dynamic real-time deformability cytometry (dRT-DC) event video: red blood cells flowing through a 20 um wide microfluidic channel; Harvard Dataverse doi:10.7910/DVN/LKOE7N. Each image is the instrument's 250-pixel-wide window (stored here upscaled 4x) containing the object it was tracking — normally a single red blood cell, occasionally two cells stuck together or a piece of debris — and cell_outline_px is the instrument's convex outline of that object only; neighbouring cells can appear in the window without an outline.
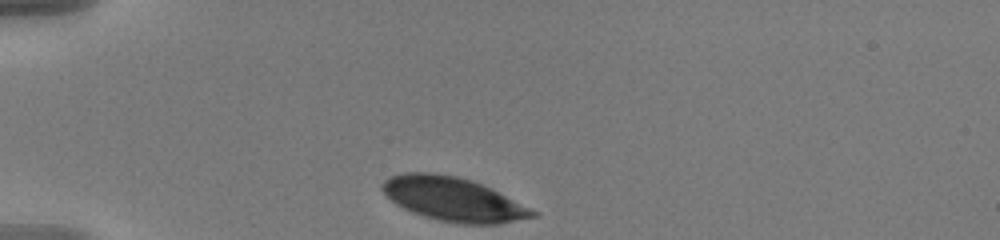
{"species": "human", "species_latin": "Homo sapiens", "temperature_condition": "warm", "stored_images_in_passage": 36, "camera_frame_rate_fps": 3000, "um_per_image_px": 0.085, "donor": {"sex": "male"}, "frame": {"image": 1, "passage_image": 1, "time_ms": 0.0, "image_size_px": [1000, 240], "cell_outline_px": [[540, 212], [536, 216], [496, 224], [456, 224], [424, 216], [412, 212], [396, 204], [380, 188], [380, 184], [384, 180], [392, 176], [404, 172], [432, 172], [456, 176], [472, 180]], "centroid_in_image_um": [38.51, 16.93], "position_along_channel_um": 46.5, "area_um2": 38.15}}
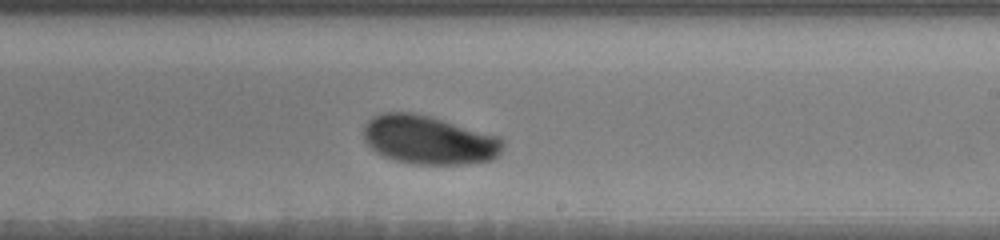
{"frame": {"image": 2, "passage_image": 21, "time_ms": 6.667, "image_size_px": [1000, 240], "cell_outline_px": [[504, 144], [500, 152], [492, 160], [464, 164], [412, 164], [396, 160], [384, 156], [376, 152], [364, 140], [364, 124], [372, 116], [384, 112], [412, 112], [428, 116], [500, 136], [504, 140]], "centroid_in_image_um": [36.45, 11.89], "position_along_channel_um": 252.6, "area_um2": 39.48}}
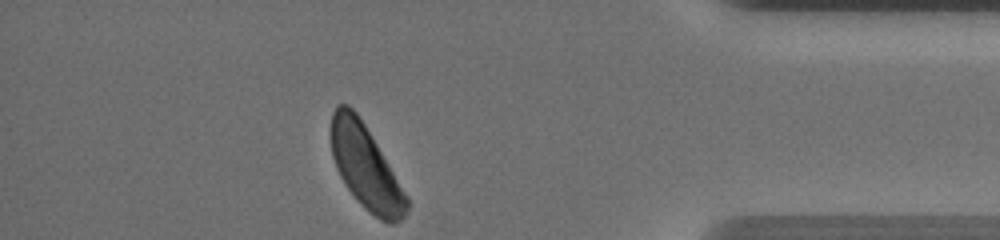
{"frame": {"image": 3, "passage_image": 36, "time_ms": 11.667, "image_size_px": [1000, 240], "cell_outline_px": [[408, 208], [404, 216], [396, 224], [388, 224], [380, 220], [368, 212], [360, 204], [348, 188], [340, 176], [336, 168], [332, 156], [332, 112], [336, 104], [348, 104], [356, 112], [364, 124], [376, 144], [408, 200]], "centroid_in_image_um": [31.05, 14.23], "position_along_channel_um": 404.1, "area_um2": 35.95}, "authors_computed_cell_mechanics": {"area_um2": 39.7664, "velocity_mm_per_s": 3.5924, "shape_relaxation_time_tau1_ms": 2.5696, "shape_relaxation_time_tau2_ms": null, "deformation_change_tau1": 0.1105, "deformation_change_tau2": null}}